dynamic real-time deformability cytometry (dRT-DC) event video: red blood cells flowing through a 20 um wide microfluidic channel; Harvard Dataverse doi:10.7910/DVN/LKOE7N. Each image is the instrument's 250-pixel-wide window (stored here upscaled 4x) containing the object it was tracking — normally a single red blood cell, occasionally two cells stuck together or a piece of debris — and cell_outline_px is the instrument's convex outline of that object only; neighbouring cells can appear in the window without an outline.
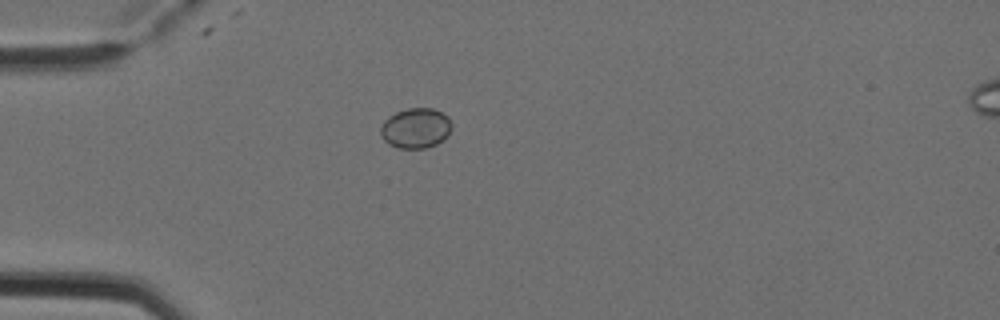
{"species": "Egyptian fruit bat (a non-hibernating species)", "species_latin": "Rousettus aegyptiacus", "temperature_condition": "cold", "stored_images_in_passage": 1, "camera_frame_rate_fps": 3000, "um_per_image_px": 0.085, "animal": {"sex": "female"}, "frame": {"image": 1, "passage_image": 1, "time_ms": 0.0, "image_size_px": [1000, 320], "cell_outline_px": [[452, 128], [448, 136], [444, 140], [436, 144], [424, 148], [400, 148], [388, 144], [380, 136], [380, 128], [384, 120], [388, 116], [396, 112], [408, 108], [432, 108], [448, 116], [452, 124]], "centroid_in_image_um": [35.34, 10.89], "position_along_channel_um": 49.7, "area_um2": 16.82}}